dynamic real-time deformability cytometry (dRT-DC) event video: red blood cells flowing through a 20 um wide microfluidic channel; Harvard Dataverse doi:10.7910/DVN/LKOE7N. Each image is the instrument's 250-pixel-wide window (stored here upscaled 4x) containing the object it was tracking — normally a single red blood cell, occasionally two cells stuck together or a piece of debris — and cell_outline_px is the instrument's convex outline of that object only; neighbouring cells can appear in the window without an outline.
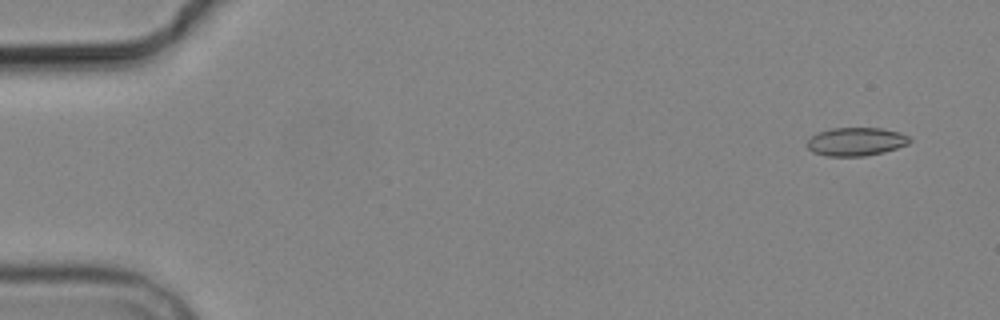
{"species": "common noctule bat (a hibernating species)", "species_latin": "Nyctalus noctula", "temperature_condition": "cold", "stored_images_in_passage": 4, "camera_frame_rate_fps": 3000, "um_per_image_px": 0.085, "animal": {"sex": "male", "body_mass_g": 19.2, "forearm_length_mm": 51.8}, "frame": {"image": 1, "passage_image": 1, "time_ms": 0.0, "image_size_px": [1000, 320], "cell_outline_px": [[912, 140], [908, 144], [884, 152], [864, 156], [828, 156], [812, 152], [808, 148], [808, 140], [812, 136], [820, 132], [832, 128], [880, 128], [900, 132], [908, 136]], "centroid_in_image_um": [72.78, 12.04], "position_along_channel_um": 12.2, "area_um2": 16.82}}
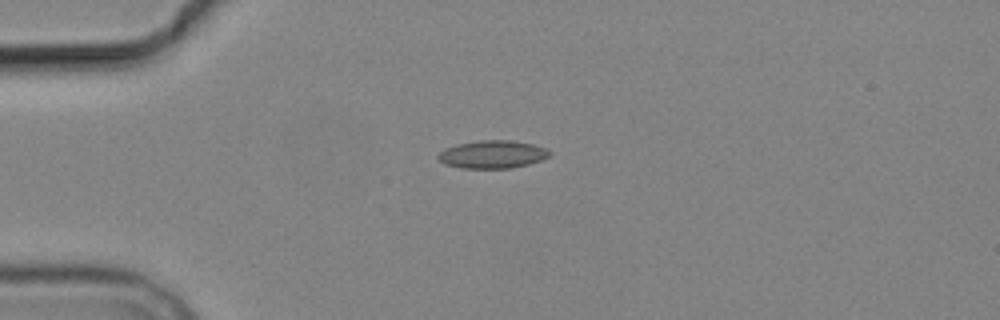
{"frame": {"image": 2, "passage_image": 3, "time_ms": 3.667, "image_size_px": [1000, 320], "cell_outline_px": [[552, 152], [548, 156], [540, 160], [528, 164], [512, 168], [460, 168], [444, 164], [436, 156], [444, 148], [456, 144], [480, 140], [512, 140], [532, 144], [544, 148]], "centroid_in_image_um": [41.82, 13.12], "position_along_channel_um": 43.2, "area_um2": 18.09}}